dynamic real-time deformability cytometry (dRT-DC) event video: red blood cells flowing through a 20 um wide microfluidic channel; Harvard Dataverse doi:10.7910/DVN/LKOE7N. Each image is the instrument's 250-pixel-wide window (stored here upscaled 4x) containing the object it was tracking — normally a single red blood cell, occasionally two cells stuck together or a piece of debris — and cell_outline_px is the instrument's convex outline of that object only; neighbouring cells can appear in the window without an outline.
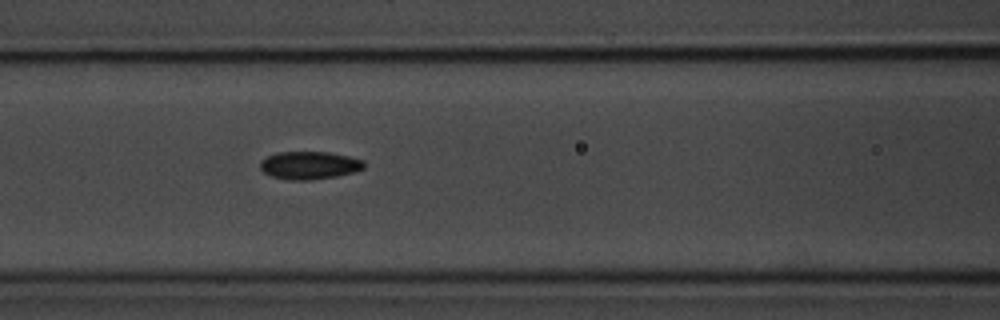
{"species": "common noctule bat (a hibernating species)", "species_latin": "Nyctalus noctula", "temperature_condition": "room temperature", "stored_images_in_passage": 8, "camera_frame_rate_fps": 3000, "um_per_image_px": 0.085, "animal": {"sex": "male", "body_mass_g": 20.1, "forearm_length_mm": 53.5}, "frame": {"image": 1, "passage_image": 8, "time_ms": 8.667, "image_size_px": [1000, 320], "cell_outline_px": [[364, 168], [352, 172], [336, 176], [312, 180], [284, 180], [272, 176], [264, 172], [260, 168], [260, 164], [268, 156], [280, 152], [328, 152], [348, 156], [364, 160]], "centroid_in_image_um": [26.3, 14.06], "position_along_channel_um": 140.3, "area_um2": 16.7}}